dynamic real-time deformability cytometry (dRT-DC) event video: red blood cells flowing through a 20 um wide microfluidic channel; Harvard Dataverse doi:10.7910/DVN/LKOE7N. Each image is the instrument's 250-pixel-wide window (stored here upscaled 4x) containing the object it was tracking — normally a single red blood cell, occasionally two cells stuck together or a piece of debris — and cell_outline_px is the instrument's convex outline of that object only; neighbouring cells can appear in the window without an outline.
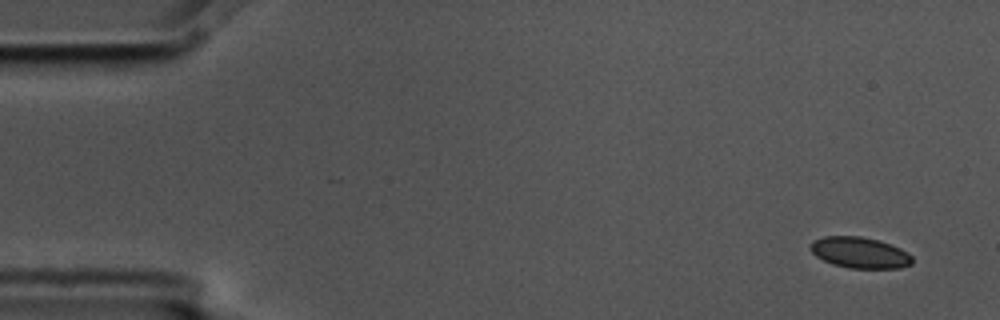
{"species": "common noctule bat (a hibernating species)", "species_latin": "Nyctalus noctula", "temperature_condition": "cold", "stored_images_in_passage": 5, "camera_frame_rate_fps": 3000, "um_per_image_px": 0.085, "animal": {"sex": "male", "body_mass_g": 17.5, "forearm_length_mm": 52.3}, "frame": {"image": 1, "passage_image": 1, "time_ms": 0.0, "image_size_px": [1000, 320], "cell_outline_px": [[912, 264], [900, 268], [848, 268], [832, 264], [816, 256], [808, 248], [812, 240], [824, 236], [860, 236], [876, 240], [900, 248], [908, 252], [912, 256]], "centroid_in_image_um": [73.05, 21.47], "position_along_channel_um": 11.9, "area_um2": 18.44}}
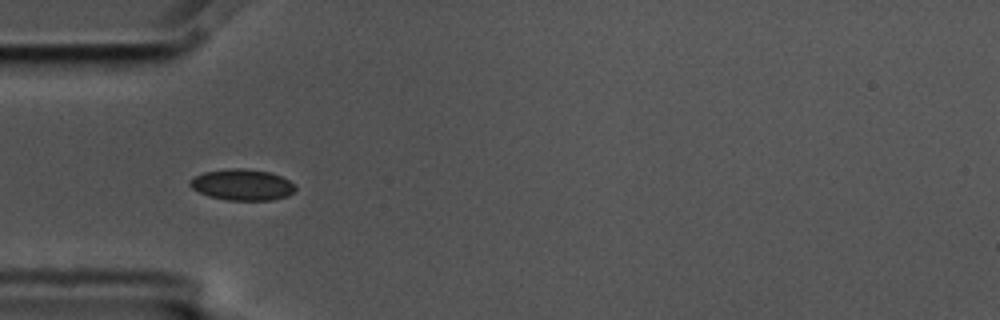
{"frame": {"image": 2, "passage_image": 4, "time_ms": 1.0, "image_size_px": [1000, 320], "cell_outline_px": [[296, 188], [288, 196], [272, 200], [228, 200], [208, 196], [192, 188], [188, 184], [196, 176], [204, 172], [232, 168], [244, 168], [268, 172], [280, 176], [296, 184]], "centroid_in_image_um": [20.61, 15.71], "position_along_channel_um": 64.4, "area_um2": 18.96}}